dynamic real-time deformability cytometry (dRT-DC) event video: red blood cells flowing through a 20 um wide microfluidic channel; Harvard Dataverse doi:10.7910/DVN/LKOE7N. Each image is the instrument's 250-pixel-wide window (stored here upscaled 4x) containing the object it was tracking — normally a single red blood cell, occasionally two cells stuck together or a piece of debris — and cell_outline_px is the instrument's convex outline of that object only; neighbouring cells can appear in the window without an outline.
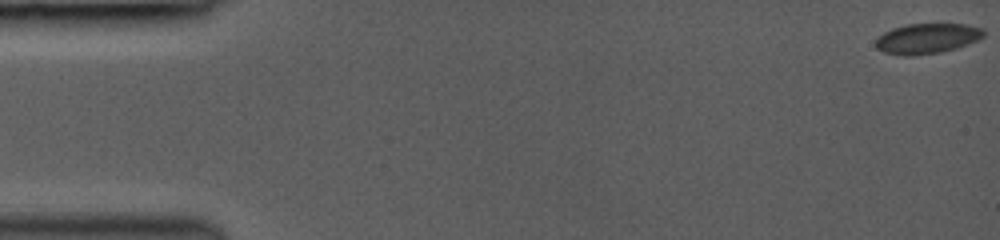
{"species": "common noctule bat (a hibernating species)", "species_latin": "Nyctalus noctula", "temperature_condition": "room temperature", "stored_images_in_passage": 17, "camera_frame_rate_fps": 3000, "um_per_image_px": 0.085, "animal": {"sex": "female", "body_mass_g": 19.0, "forearm_length_mm": 53.3}, "frame": {"image": 1, "passage_image": 1, "time_ms": 0.0, "image_size_px": [1000, 240], "cell_outline_px": [[984, 36], [980, 40], [956, 48], [940, 52], [912, 56], [904, 56], [884, 52], [876, 48], [876, 40], [884, 32], [892, 28], [908, 24], [964, 24], [984, 28]], "centroid_in_image_um": [78.83, 3.27], "position_along_channel_um": 6.2, "area_um2": 19.07}}
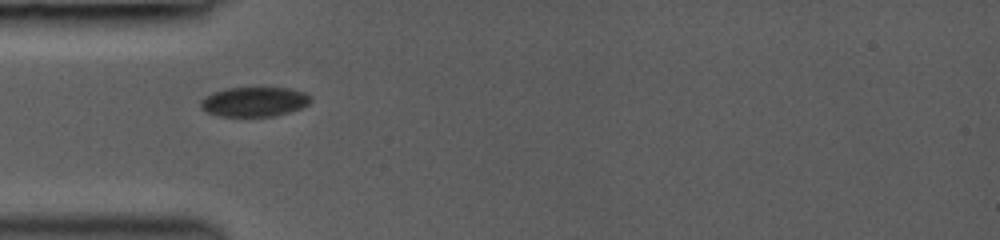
{"frame": {"image": 2, "passage_image": 13, "time_ms": 5.0, "image_size_px": [1000, 240], "cell_outline_px": [[312, 100], [308, 104], [300, 108], [288, 112], [272, 116], [220, 116], [208, 112], [200, 108], [200, 100], [204, 96], [212, 92], [228, 88], [288, 88], [304, 92], [312, 96]], "centroid_in_image_um": [21.59, 8.64], "position_along_channel_um": 63.4, "area_um2": 18.96}}
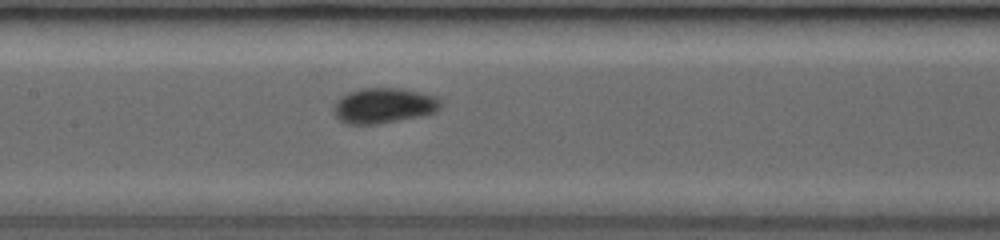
{"frame": {"image": 3, "passage_image": 17, "time_ms": 7.667, "image_size_px": [1000, 240], "cell_outline_px": [[440, 108], [436, 112], [420, 116], [380, 124], [348, 124], [340, 120], [336, 116], [332, 108], [336, 100], [340, 96], [348, 92], [360, 88], [400, 88], [436, 96], [440, 100]], "centroid_in_image_um": [32.58, 8.97], "position_along_channel_um": 174.8, "area_um2": 22.14}}